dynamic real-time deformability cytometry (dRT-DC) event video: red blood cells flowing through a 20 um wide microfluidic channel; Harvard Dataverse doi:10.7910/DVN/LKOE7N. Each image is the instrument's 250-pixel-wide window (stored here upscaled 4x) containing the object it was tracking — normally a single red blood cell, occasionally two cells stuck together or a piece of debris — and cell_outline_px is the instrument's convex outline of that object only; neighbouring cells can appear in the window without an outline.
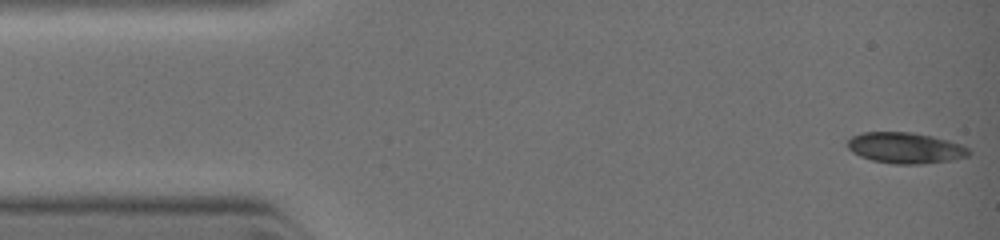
{"species": "common noctule bat (a hibernating species)", "species_latin": "Nyctalus noctula", "temperature_condition": "warm", "stored_images_in_passage": 50, "camera_frame_rate_fps": 3000, "um_per_image_px": 0.085, "animal": {"sex": "female", "body_mass_g": 19.0, "forearm_length_mm": 51.5}, "frame": {"image": 1, "passage_image": 1, "time_ms": 0.0, "image_size_px": [1000, 240], "cell_outline_px": [[972, 152], [968, 156], [948, 160], [920, 164], [896, 164], [872, 160], [860, 156], [852, 152], [848, 148], [848, 140], [852, 136], [864, 132], [912, 132], [932, 136], [948, 140], [960, 144], [968, 148]], "centroid_in_image_um": [76.95, 12.57], "position_along_channel_um": 8.0, "area_um2": 21.73}}
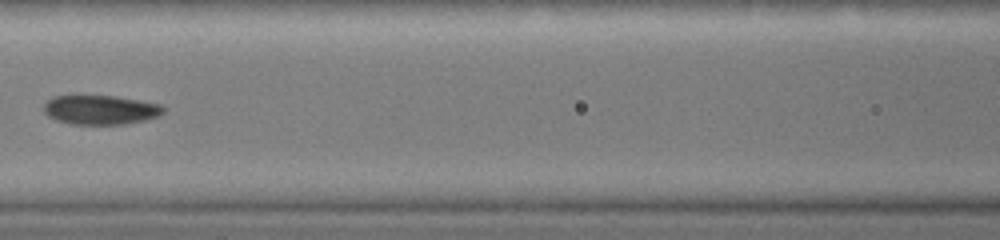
{"frame": {"image": 2, "passage_image": 34, "time_ms": 4.667, "image_size_px": [1000, 240], "cell_outline_px": [[164, 112], [160, 116], [144, 120], [124, 124], [72, 124], [56, 120], [48, 116], [44, 112], [44, 104], [52, 96], [72, 92], [80, 92], [116, 96], [160, 104], [164, 108]], "centroid_in_image_um": [8.46, 9.27], "position_along_channel_um": 158.1, "area_um2": 21.39}}
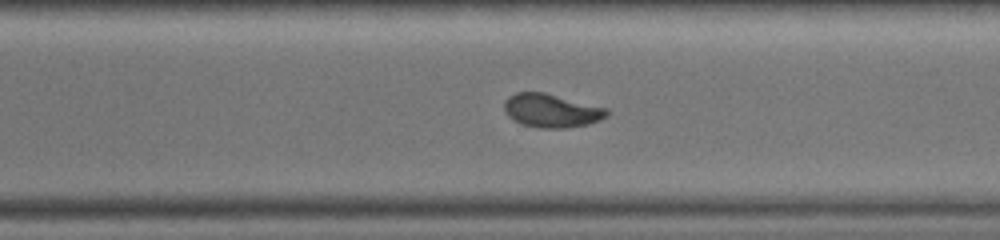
{"frame": {"image": 3, "passage_image": 50, "time_ms": 7.667, "image_size_px": [1000, 240], "cell_outline_px": [[608, 112], [604, 116], [596, 120], [584, 124], [564, 128], [540, 128], [520, 124], [508, 116], [504, 108], [504, 100], [508, 96], [516, 92], [544, 92], [608, 108]], "centroid_in_image_um": [46.8, 9.38], "position_along_channel_um": 323.8, "area_um2": 19.83}}